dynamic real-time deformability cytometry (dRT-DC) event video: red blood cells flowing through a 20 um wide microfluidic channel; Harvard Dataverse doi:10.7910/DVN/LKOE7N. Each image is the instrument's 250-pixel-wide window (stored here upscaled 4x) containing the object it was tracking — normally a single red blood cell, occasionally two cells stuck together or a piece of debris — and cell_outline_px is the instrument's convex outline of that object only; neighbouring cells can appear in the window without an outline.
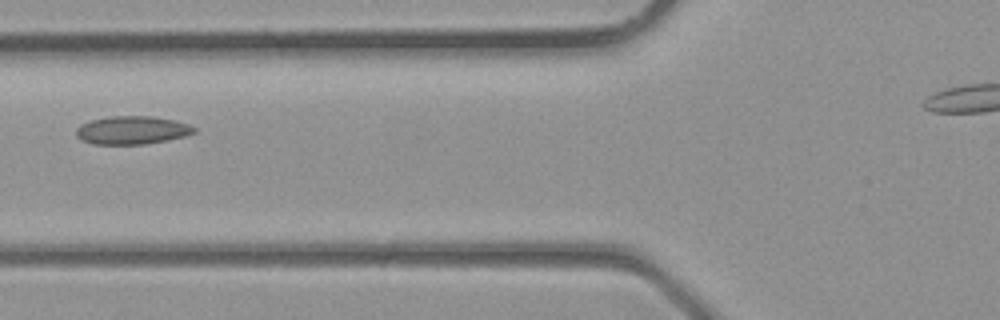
{"species": "common noctule bat (a hibernating species)", "species_latin": "Nyctalus noctula", "temperature_condition": "room temperature", "stored_images_in_passage": 5, "segment_of_instrument_passage": [1, 2], "camera_frame_rate_fps": 3000, "um_per_image_px": 0.085, "animal": {"sex": "male", "body_mass_g": 23.1, "forearm_length_mm": 52.7}, "frame": {"image": 1, "passage_image": 4, "time_ms": 1.0, "image_size_px": [1000, 320], "cell_outline_px": [[196, 132], [184, 136], [168, 140], [144, 144], [92, 144], [80, 140], [76, 136], [76, 128], [80, 124], [92, 120], [112, 116], [152, 116], [172, 120], [188, 124], [196, 128]], "centroid_in_image_um": [11.2, 11.07], "position_along_channel_um": 114.6, "area_um2": 19.36}}